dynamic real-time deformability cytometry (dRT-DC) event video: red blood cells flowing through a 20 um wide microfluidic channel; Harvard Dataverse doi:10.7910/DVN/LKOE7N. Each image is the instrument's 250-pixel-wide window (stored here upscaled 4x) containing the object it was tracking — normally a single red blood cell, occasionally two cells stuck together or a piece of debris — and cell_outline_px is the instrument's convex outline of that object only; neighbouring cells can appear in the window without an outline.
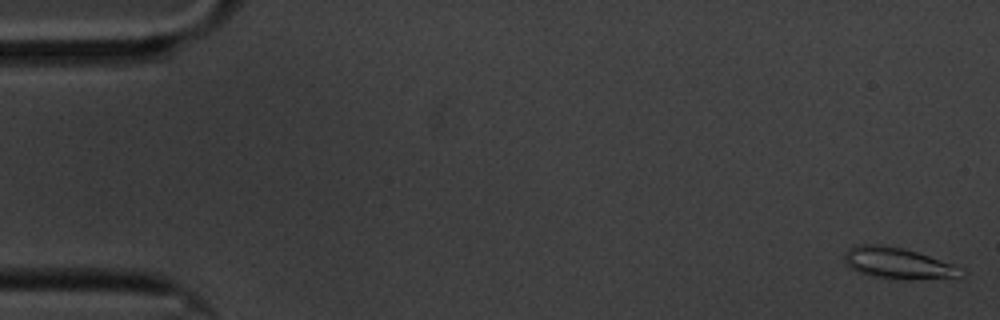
{"species": "common noctule bat (a hibernating species)", "species_latin": "Nyctalus noctula", "temperature_condition": "cold", "stored_images_in_passage": 60, "camera_frame_rate_fps": 3000, "um_per_image_px": 0.085, "animal": {"sex": "male", "body_mass_g": 20.1, "forearm_length_mm": 53.5}, "frame": {"image": 1, "passage_image": 2, "time_ms": 0.333, "image_size_px": [1000, 320], "cell_outline_px": [[968, 272], [964, 276], [908, 280], [900, 280], [872, 276], [860, 272], [844, 264], [844, 256], [848, 248], [856, 244], [880, 244], [904, 248], [952, 264]], "centroid_in_image_um": [76.31, 22.38], "position_along_channel_um": 8.7, "area_um2": 21.33}}
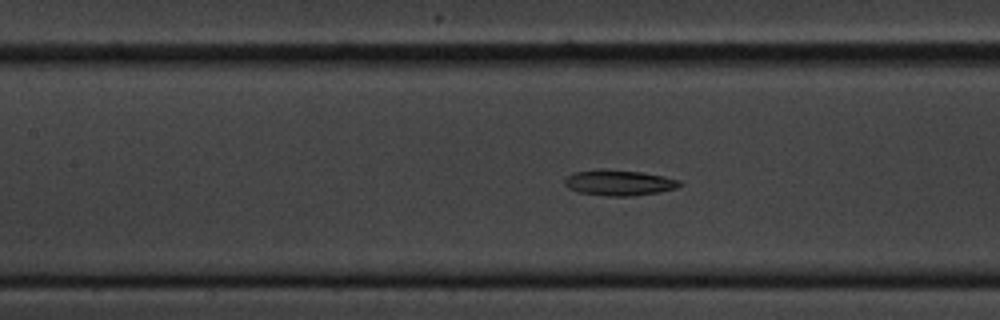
{"frame": {"image": 2, "passage_image": 27, "time_ms": 8.667, "image_size_px": [1000, 320], "cell_outline_px": [[684, 184], [676, 188], [660, 192], [632, 196], [608, 196], [580, 192], [568, 188], [564, 184], [564, 180], [572, 172], [596, 168], [604, 168], [640, 172], [664, 176], [680, 180]], "centroid_in_image_um": [52.61, 15.51], "position_along_channel_um": 154.8, "area_um2": 17.46}}
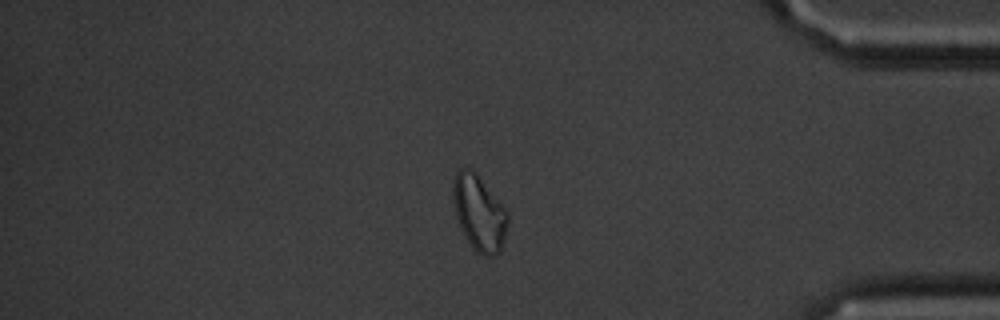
{"frame": {"image": 3, "passage_image": 51, "time_ms": 16.667, "image_size_px": [1000, 320], "cell_outline_px": [[508, 224], [500, 252], [492, 256], [484, 256], [476, 252], [464, 236], [460, 228], [456, 216], [452, 200], [452, 188], [456, 172], [460, 168], [468, 168], [476, 172], [504, 204], [508, 212]], "centroid_in_image_um": [40.73, 18.08], "position_along_channel_um": 394.5, "area_um2": 24.51}, "authors_computed_cell_mechanics": {"area_um2": 17.9758, "velocity_mm_per_s": 3.3536, "shape_relaxation_time_tau1_ms": 5.8154, "shape_relaxation_time_tau2_ms": null, "deformation_change_tau1": 0.1632, "deformation_change_tau2": null}}